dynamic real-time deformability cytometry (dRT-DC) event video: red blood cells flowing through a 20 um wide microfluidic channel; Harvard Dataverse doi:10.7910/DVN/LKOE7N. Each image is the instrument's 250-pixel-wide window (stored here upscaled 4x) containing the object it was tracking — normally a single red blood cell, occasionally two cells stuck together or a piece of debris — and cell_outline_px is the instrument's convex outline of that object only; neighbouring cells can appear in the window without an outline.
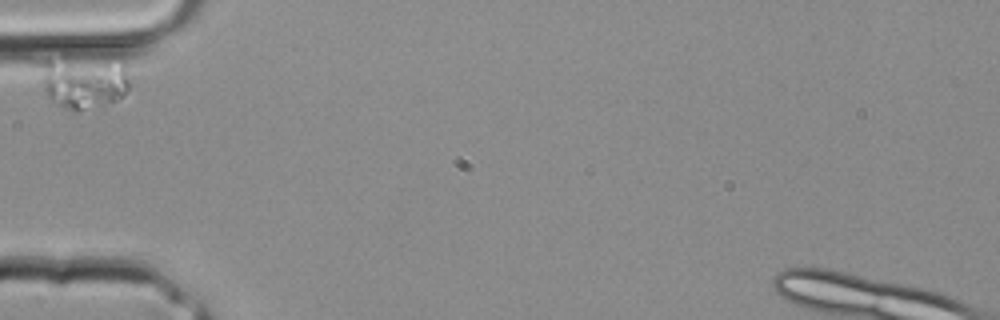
{"species": "common noctule bat (a hibernating species)", "species_latin": "Nyctalus noctula", "temperature_condition": "room temperature", "stored_images_in_passage": 1, "camera_frame_rate_fps": 3000, "um_per_image_px": 0.085, "animal": {"sex": "male", "body_mass_g": 20.4}, "frame": {"image": 1, "passage_image": 1, "time_ms": 0.0, "image_size_px": [1000, 320], "cell_outline_px": [[128, 88], [124, 96], [116, 100], [80, 108], [68, 108], [56, 104], [44, 92], [32, 64], [44, 60], [48, 60], [124, 64], [128, 72]], "centroid_in_image_um": [6.96, 6.98], "position_along_channel_um": 78.0, "area_um2": 26.07}}